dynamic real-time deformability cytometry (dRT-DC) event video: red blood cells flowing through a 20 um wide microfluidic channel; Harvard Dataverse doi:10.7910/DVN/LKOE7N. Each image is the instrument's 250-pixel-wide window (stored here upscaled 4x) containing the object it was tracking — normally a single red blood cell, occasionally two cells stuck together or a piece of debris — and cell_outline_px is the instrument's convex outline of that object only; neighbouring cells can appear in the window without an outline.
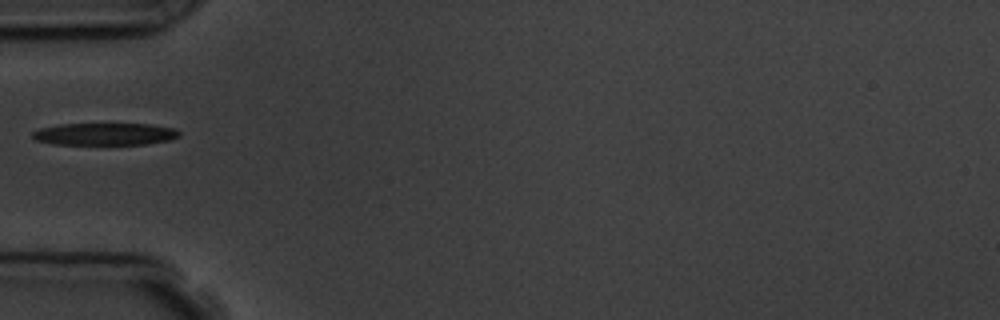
{"species": "common noctule bat (a hibernating species)", "species_latin": "Nyctalus noctula", "temperature_condition": "room temperature", "stored_images_in_passage": 1, "camera_frame_rate_fps": 3000, "um_per_image_px": 0.085, "animal": {"sex": "male", "body_mass_g": 19.5, "forearm_length_mm": 54.6}, "frame": {"image": 1, "passage_image": 1, "time_ms": 0.0, "image_size_px": [1000, 320], "cell_outline_px": [[180, 136], [172, 140], [144, 144], [52, 144], [36, 140], [32, 136], [32, 132], [40, 128], [60, 124], [152, 124], [176, 128], [180, 132]], "centroid_in_image_um": [8.96, 11.39], "position_along_channel_um": 76.0, "area_um2": 19.07}}